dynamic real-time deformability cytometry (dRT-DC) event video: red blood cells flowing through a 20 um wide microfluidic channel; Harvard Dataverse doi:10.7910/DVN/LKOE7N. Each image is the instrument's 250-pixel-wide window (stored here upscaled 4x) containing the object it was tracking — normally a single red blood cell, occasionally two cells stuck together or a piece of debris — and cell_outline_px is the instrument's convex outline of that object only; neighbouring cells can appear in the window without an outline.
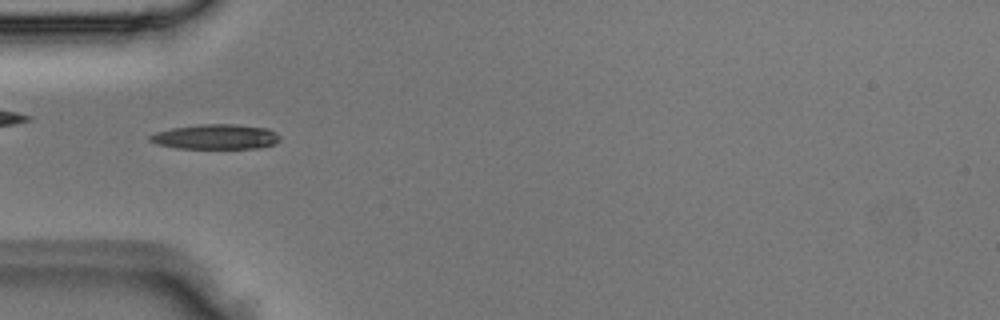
{"species": "Egyptian fruit bat (a non-hibernating species)", "species_latin": "Rousettus aegyptiacus", "temperature_condition": "room temperature", "stored_images_in_passage": 3, "camera_frame_rate_fps": 3000, "um_per_image_px": 0.085, "animal": {"sex": "male"}, "frame": {"image": 1, "passage_image": 3, "time_ms": 0.667, "image_size_px": [1000, 320], "cell_outline_px": [[280, 140], [272, 144], [256, 148], [176, 148], [156, 144], [148, 140], [148, 136], [156, 132], [172, 128], [200, 124], [236, 124], [268, 128], [276, 132], [280, 136]], "centroid_in_image_um": [18.32, 11.62], "position_along_channel_um": 66.7, "area_um2": 18.9}}